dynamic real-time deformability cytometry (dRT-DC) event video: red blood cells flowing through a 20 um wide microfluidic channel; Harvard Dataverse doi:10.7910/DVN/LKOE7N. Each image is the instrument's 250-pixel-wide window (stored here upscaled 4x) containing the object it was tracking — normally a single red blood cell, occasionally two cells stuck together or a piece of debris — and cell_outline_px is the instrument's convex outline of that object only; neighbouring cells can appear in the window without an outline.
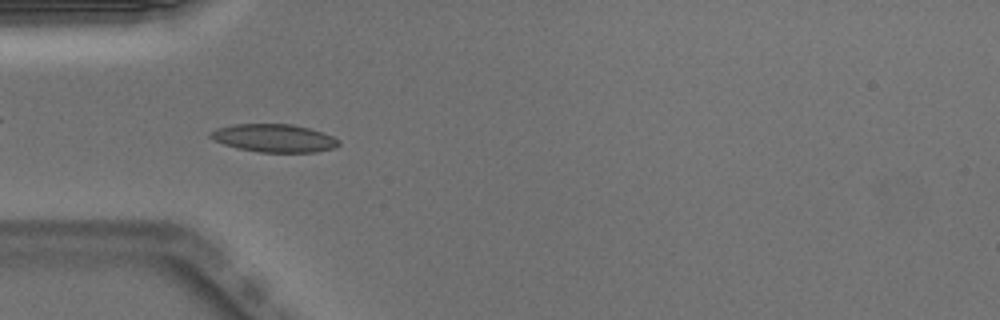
{"species": "Egyptian fruit bat (a non-hibernating species)", "species_latin": "Rousettus aegyptiacus", "temperature_condition": "warm", "stored_images_in_passage": 50, "segment_of_instrument_passage": [1, 2], "camera_frame_rate_fps": 3000, "um_per_image_px": 0.085, "animal": {"sex": "male"}, "frame": {"image": 1, "passage_image": 15, "time_ms": 4.667, "image_size_px": [1000, 320], "cell_outline_px": [[340, 144], [336, 148], [316, 152], [260, 152], [236, 148], [212, 140], [208, 136], [208, 132], [216, 128], [232, 124], [292, 124], [308, 128], [332, 136], [340, 140]], "centroid_in_image_um": [23.26, 11.74], "position_along_channel_um": 61.7, "area_um2": 21.1}}
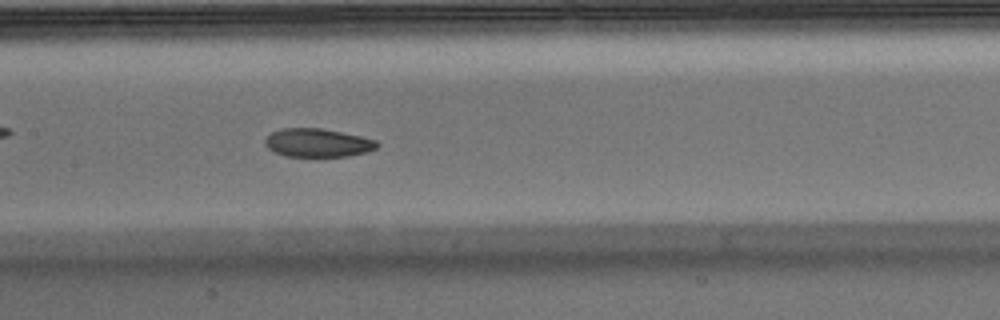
{"frame": {"image": 2, "passage_image": 24, "time_ms": 7.667, "image_size_px": [1000, 320], "cell_outline_px": [[380, 144], [376, 148], [368, 152], [348, 156], [284, 156], [268, 148], [264, 144], [264, 140], [272, 132], [280, 128], [320, 128], [360, 136], [376, 140]], "centroid_in_image_um": [27.0, 12.14], "position_along_channel_um": 180.4, "area_um2": 18.5}}
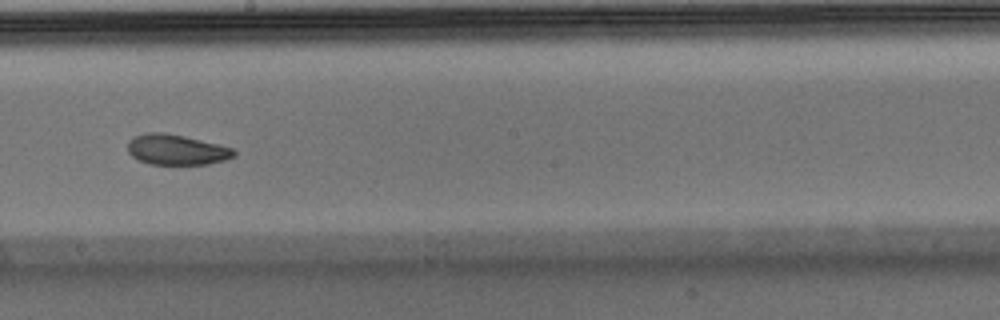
{"frame": {"image": 3, "passage_image": 28, "time_ms": 9.0, "image_size_px": [1000, 320], "cell_outline_px": [[236, 156], [224, 160], [208, 164], [148, 164], [132, 156], [128, 152], [128, 140], [132, 136], [148, 132], [160, 132], [184, 136], [232, 148], [236, 152]], "centroid_in_image_um": [14.97, 12.72], "position_along_channel_um": 233.2, "area_um2": 18.73}}